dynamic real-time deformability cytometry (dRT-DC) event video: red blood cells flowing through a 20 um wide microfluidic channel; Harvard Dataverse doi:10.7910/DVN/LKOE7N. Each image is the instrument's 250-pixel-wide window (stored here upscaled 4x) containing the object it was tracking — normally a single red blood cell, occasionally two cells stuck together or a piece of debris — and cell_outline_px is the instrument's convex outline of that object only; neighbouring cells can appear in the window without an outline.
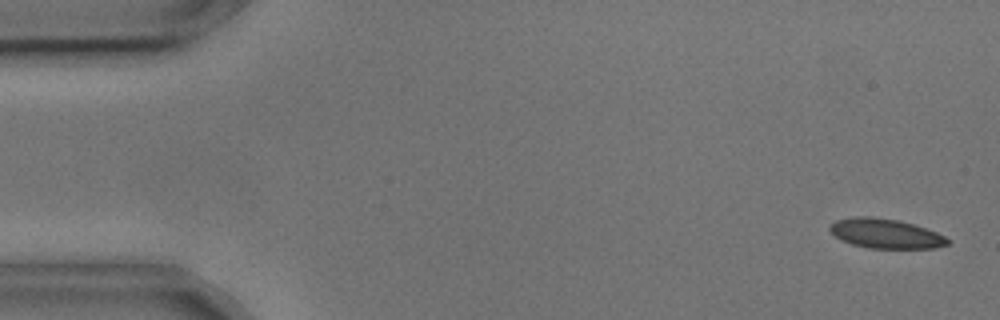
{"species": "common noctule bat (a hibernating species)", "species_latin": "Nyctalus noctula", "temperature_condition": "cold", "stored_images_in_passage": 2, "segment_of_instrument_passage": [2, 2], "camera_frame_rate_fps": 3000, "um_per_image_px": 0.085, "animal": {"sex": "male", "body_mass_g": 17.9, "forearm_length_mm": 54.2}, "frame": {"image": 1, "passage_image": 2, "time_ms": 0.333, "image_size_px": [1000, 320], "cell_outline_px": [[952, 240], [948, 244], [936, 248], [868, 248], [852, 244], [836, 236], [828, 228], [836, 220], [852, 216], [872, 216], [896, 220], [912, 224], [936, 232]], "centroid_in_image_um": [75.29, 19.85], "position_along_channel_um": 9.7, "area_um2": 20.11}}